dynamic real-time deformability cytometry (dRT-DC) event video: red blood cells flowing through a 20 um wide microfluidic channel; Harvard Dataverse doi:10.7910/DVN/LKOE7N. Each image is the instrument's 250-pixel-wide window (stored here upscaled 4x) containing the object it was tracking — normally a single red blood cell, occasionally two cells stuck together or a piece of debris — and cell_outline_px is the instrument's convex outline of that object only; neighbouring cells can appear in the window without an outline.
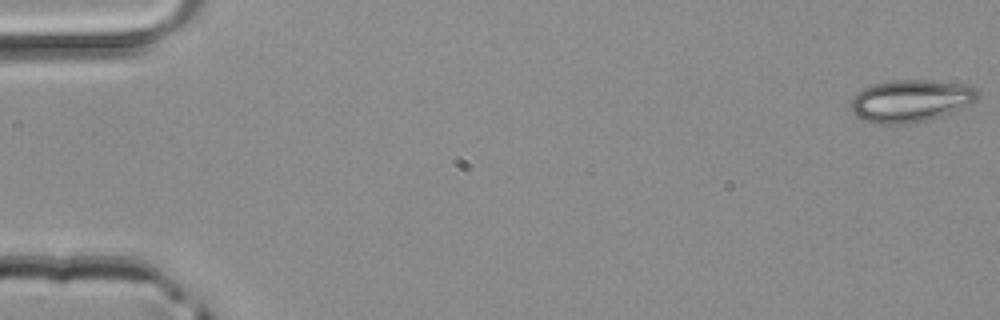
{"species": "common noctule bat (a hibernating species)", "species_latin": "Nyctalus noctula", "temperature_condition": "room temperature", "stored_images_in_passage": 11, "camera_frame_rate_fps": 3000, "um_per_image_px": 0.085, "animal": {"sex": "male", "body_mass_g": 20.4}, "frame": {"image": 1, "passage_image": 1, "time_ms": 0.0, "image_size_px": [1000, 320], "cell_outline_px": [[980, 96], [976, 100], [940, 116], [928, 120], [908, 124], [876, 124], [852, 112], [852, 96], [856, 92], [864, 88], [876, 84], [892, 80], [928, 80], [964, 84], [976, 88], [980, 92]], "centroid_in_image_um": [77.41, 8.56], "position_along_channel_um": 7.6, "area_um2": 30.87}}